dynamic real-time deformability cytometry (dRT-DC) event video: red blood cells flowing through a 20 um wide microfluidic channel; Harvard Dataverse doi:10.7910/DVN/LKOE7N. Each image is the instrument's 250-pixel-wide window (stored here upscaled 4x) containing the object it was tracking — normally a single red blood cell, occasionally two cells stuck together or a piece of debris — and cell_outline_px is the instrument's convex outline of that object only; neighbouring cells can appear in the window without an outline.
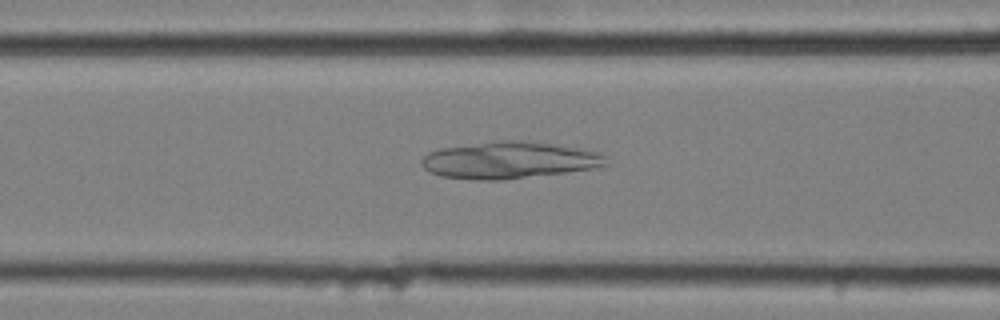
{"species": "common noctule bat (a hibernating species)", "species_latin": "Nyctalus noctula", "temperature_condition": "cold", "stored_images_in_passage": 57, "camera_frame_rate_fps": 3000, "um_per_image_px": 0.085, "animal": {"sex": "female", "body_mass_g": 25.1}, "frame": {"image": 1, "passage_image": 23, "time_ms": 7.333, "image_size_px": [1000, 320], "cell_outline_px": [[608, 164], [592, 168], [564, 172], [500, 180], [476, 180], [440, 176], [424, 168], [420, 160], [428, 152], [440, 148], [496, 140], [524, 140], [552, 144], [576, 148], [596, 152], [604, 156]], "centroid_in_image_um": [43.21, 13.6], "position_along_channel_um": 123.4, "area_um2": 39.25}}
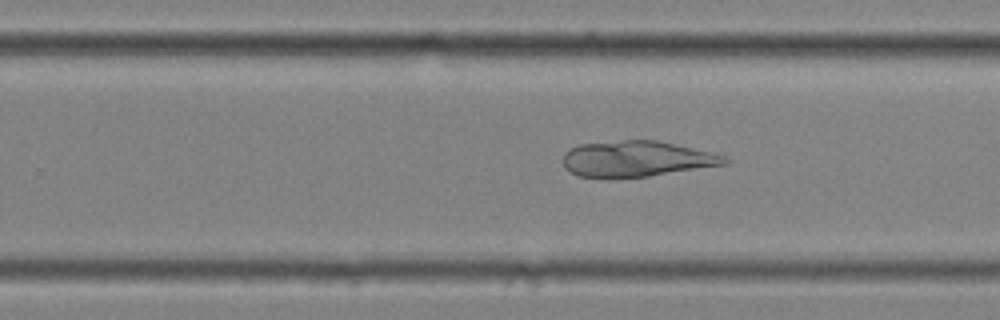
{"frame": {"image": 2, "passage_image": 36, "time_ms": 11.667, "image_size_px": [1000, 320], "cell_outline_px": [[732, 160], [724, 164], [648, 176], [576, 176], [564, 164], [564, 152], [580, 144], [624, 140], [656, 140], [728, 156]], "centroid_in_image_um": [54.15, 13.48], "position_along_channel_um": 275.7, "area_um2": 32.83}}
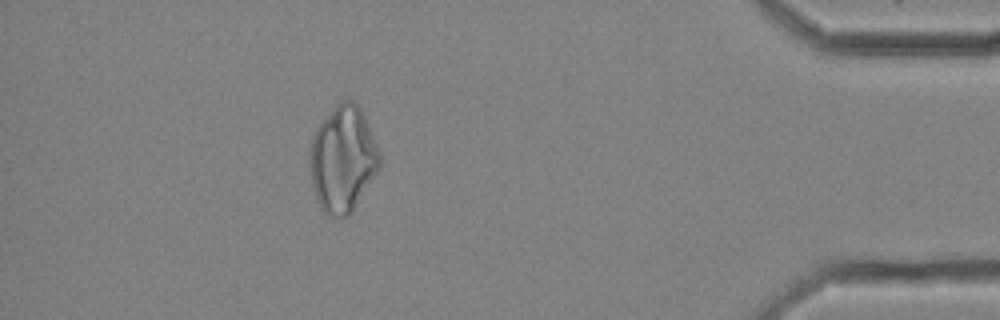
{"frame": {"image": 3, "passage_image": 51, "time_ms": 16.667, "image_size_px": [1000, 320], "cell_outline_px": [[384, 160], [380, 168], [352, 212], [348, 216], [328, 216], [320, 208], [316, 200], [312, 184], [312, 136], [316, 128], [336, 104], [340, 100], [352, 100], [360, 108], [364, 116]], "centroid_in_image_um": [29.19, 13.54], "position_along_channel_um": 406.0, "area_um2": 42.89}}